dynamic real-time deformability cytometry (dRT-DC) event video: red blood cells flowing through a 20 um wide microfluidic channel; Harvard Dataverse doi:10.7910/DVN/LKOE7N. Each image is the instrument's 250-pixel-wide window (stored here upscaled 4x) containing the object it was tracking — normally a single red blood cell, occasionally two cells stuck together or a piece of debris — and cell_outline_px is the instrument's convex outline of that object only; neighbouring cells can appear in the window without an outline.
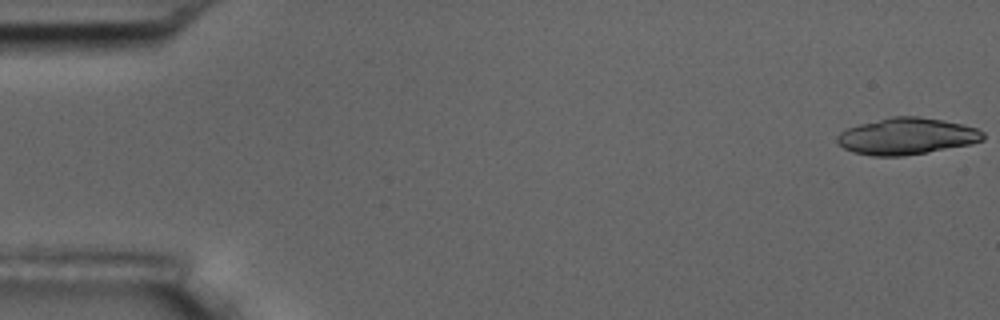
{"species": "common noctule bat (a hibernating species)", "species_latin": "Nyctalus noctula", "temperature_condition": "room temperature", "stored_images_in_passage": 38, "segment_of_instrument_passage": [1, 2], "camera_frame_rate_fps": 3000, "um_per_image_px": 0.085, "animal": {"sex": "male", "body_mass_g": 17.5, "forearm_length_mm": 52.3}, "frame": {"image": 1, "passage_image": 1, "time_ms": 0.0, "image_size_px": [1000, 320], "cell_outline_px": [[984, 140], [972, 144], [928, 152], [904, 156], [872, 156], [852, 152], [844, 148], [836, 140], [836, 136], [840, 132], [848, 128], [860, 124], [892, 116], [920, 116], [944, 120], [976, 128], [984, 132]], "centroid_in_image_um": [77.08, 11.58], "position_along_channel_um": 7.9, "area_um2": 31.21}}